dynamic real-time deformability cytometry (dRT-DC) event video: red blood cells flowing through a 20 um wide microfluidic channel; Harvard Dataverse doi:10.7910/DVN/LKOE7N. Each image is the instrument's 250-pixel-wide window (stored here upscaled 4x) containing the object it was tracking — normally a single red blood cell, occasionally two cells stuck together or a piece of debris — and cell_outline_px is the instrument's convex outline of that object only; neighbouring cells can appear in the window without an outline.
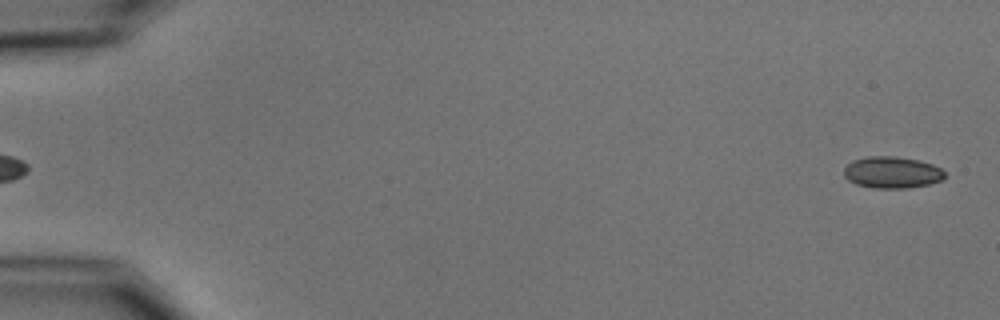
{"species": "common noctule bat (a hibernating species)", "species_latin": "Nyctalus noctula", "temperature_condition": "cold", "stored_images_in_passage": 5, "segment_of_instrument_passage": [2, 2], "camera_frame_rate_fps": 3000, "um_per_image_px": 0.085, "animal": {"sex": "male", "body_mass_g": 15.6}, "frame": {"image": 1, "passage_image": 5, "time_ms": 4.667, "image_size_px": [1000, 320], "cell_outline_px": [[944, 176], [940, 180], [928, 184], [908, 188], [876, 188], [856, 184], [848, 180], [844, 176], [844, 168], [852, 160], [864, 156], [896, 156], [920, 160], [932, 164], [940, 168], [944, 172]], "centroid_in_image_um": [75.79, 14.64], "position_along_channel_um": 9.2, "area_um2": 18.61}}